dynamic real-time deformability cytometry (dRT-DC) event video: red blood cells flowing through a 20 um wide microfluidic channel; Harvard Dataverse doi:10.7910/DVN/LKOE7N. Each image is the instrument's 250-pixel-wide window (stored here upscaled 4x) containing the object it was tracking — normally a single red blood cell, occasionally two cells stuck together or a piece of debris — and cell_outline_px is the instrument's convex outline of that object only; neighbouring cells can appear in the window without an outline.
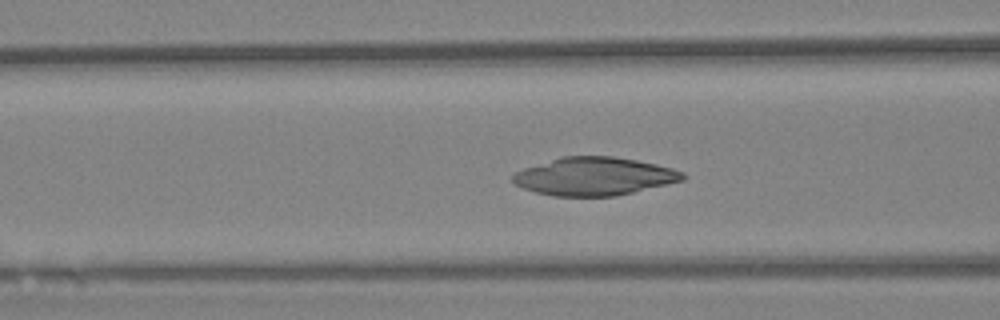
{"species": "Egyptian fruit bat (a non-hibernating species)", "species_latin": "Rousettus aegyptiacus", "temperature_condition": "warm", "stored_images_in_passage": 47, "camera_frame_rate_fps": 3000, "um_per_image_px": 0.085, "animal": {"sex": "female"}, "frame": {"image": 1, "passage_image": 24, "time_ms": 7.667, "image_size_px": [1000, 320], "cell_outline_px": [[684, 180], [616, 196], [552, 196], [536, 192], [524, 188], [516, 184], [512, 180], [512, 176], [516, 172], [524, 168], [560, 156], [612, 156], [636, 160], [656, 164], [672, 168], [684, 172]], "centroid_in_image_um": [50.5, 14.98], "position_along_channel_um": 116.1, "area_um2": 37.57}}
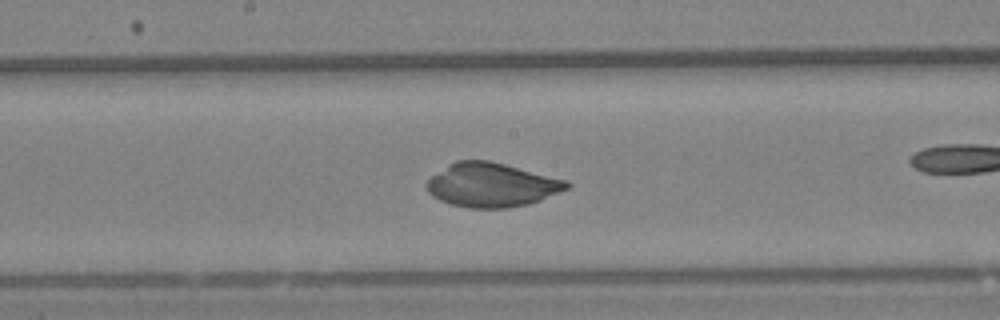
{"frame": {"image": 2, "passage_image": 32, "time_ms": 10.333, "image_size_px": [1000, 320], "cell_outline_px": [[572, 184], [568, 188], [540, 200], [528, 204], [508, 208], [468, 208], [448, 204], [432, 196], [428, 192], [428, 180], [432, 176], [448, 164], [456, 160], [488, 160], [568, 180]], "centroid_in_image_um": [41.79, 15.73], "position_along_channel_um": 206.4, "area_um2": 35.84}}
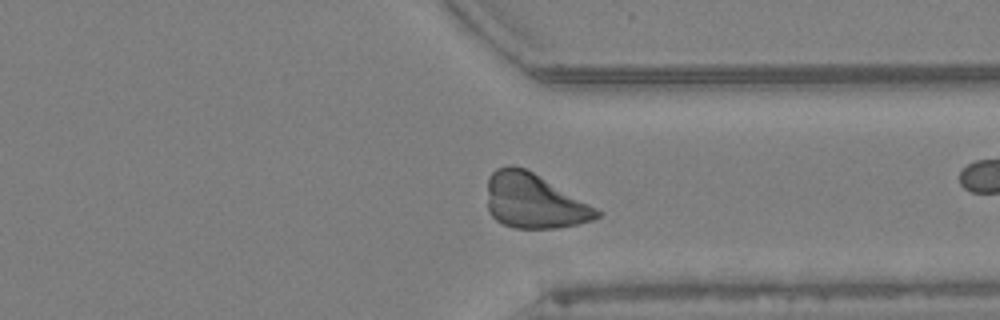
{"frame": {"image": 3, "passage_image": 46, "time_ms": 15.0, "image_size_px": [1000, 320], "cell_outline_px": [[604, 212], [600, 216], [592, 220], [576, 224], [556, 228], [512, 228], [496, 220], [488, 212], [488, 176], [496, 168], [508, 164], [512, 164], [524, 168], [532, 172]], "centroid_in_image_um": [45.36, 17.09], "position_along_channel_um": 366.0, "area_um2": 34.8}}